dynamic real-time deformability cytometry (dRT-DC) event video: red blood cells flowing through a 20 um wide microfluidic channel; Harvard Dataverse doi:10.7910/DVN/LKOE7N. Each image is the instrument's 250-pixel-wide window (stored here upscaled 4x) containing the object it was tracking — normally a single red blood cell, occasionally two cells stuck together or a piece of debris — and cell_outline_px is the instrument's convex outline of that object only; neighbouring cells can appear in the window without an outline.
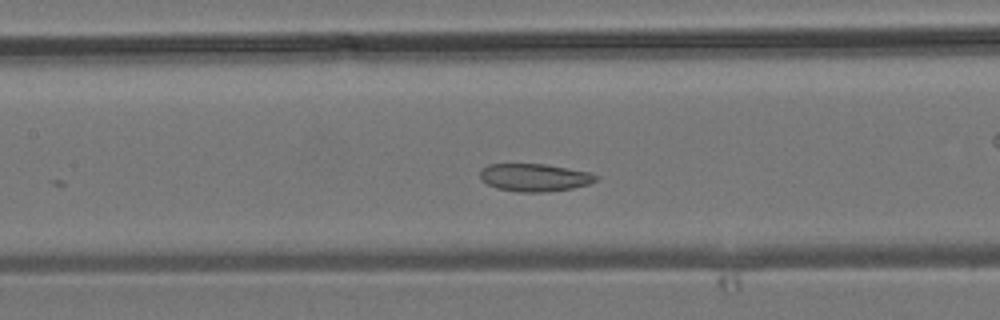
{"species": "common noctule bat (a hibernating species)", "species_latin": "Nyctalus noctula", "temperature_condition": "room temperature", "stored_images_in_passage": 22, "camera_frame_rate_fps": 3000, "um_per_image_px": 0.085, "animal": {"sex": "male", "body_mass_g": 19.2, "forearm_length_mm": 51.8}, "frame": {"image": 1, "passage_image": 18, "time_ms": 5.667, "image_size_px": [1000, 320], "cell_outline_px": [[600, 176], [596, 180], [588, 184], [572, 188], [544, 192], [520, 192], [496, 188], [480, 180], [480, 168], [488, 164], [544, 164], [588, 172]], "centroid_in_image_um": [45.39, 15.08], "position_along_channel_um": 162.0, "area_um2": 18.67}}
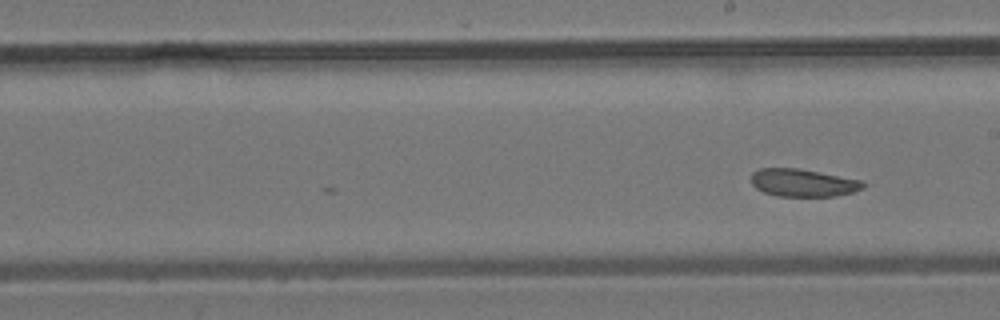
{"frame": {"image": 2, "passage_image": 22, "time_ms": 7.0, "image_size_px": [1000, 320], "cell_outline_px": [[864, 188], [852, 192], [836, 196], [776, 196], [764, 192], [756, 188], [752, 184], [752, 172], [760, 168], [800, 168], [860, 180], [864, 184]], "centroid_in_image_um": [68.23, 15.53], "position_along_channel_um": 220.8, "area_um2": 17.98}}